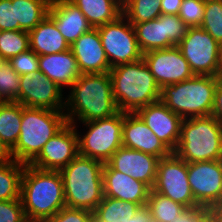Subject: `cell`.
<instances>
[{"label":"cell","mask_w":222,"mask_h":222,"mask_svg":"<svg viewBox=\"0 0 222 222\" xmlns=\"http://www.w3.org/2000/svg\"><path fill=\"white\" fill-rule=\"evenodd\" d=\"M64 105L68 123H85L111 117L119 112L109 72L81 74L72 84ZM76 117V118H75Z\"/></svg>","instance_id":"cell-1"},{"label":"cell","mask_w":222,"mask_h":222,"mask_svg":"<svg viewBox=\"0 0 222 222\" xmlns=\"http://www.w3.org/2000/svg\"><path fill=\"white\" fill-rule=\"evenodd\" d=\"M20 200L29 220L44 221L66 207L59 171L41 170L25 164Z\"/></svg>","instance_id":"cell-2"},{"label":"cell","mask_w":222,"mask_h":222,"mask_svg":"<svg viewBox=\"0 0 222 222\" xmlns=\"http://www.w3.org/2000/svg\"><path fill=\"white\" fill-rule=\"evenodd\" d=\"M109 74L119 111L136 113L140 108L160 100L161 88L143 58L115 66Z\"/></svg>","instance_id":"cell-3"},{"label":"cell","mask_w":222,"mask_h":222,"mask_svg":"<svg viewBox=\"0 0 222 222\" xmlns=\"http://www.w3.org/2000/svg\"><path fill=\"white\" fill-rule=\"evenodd\" d=\"M104 163L77 155L66 167L59 170L62 177L66 207L93 212L104 197Z\"/></svg>","instance_id":"cell-4"},{"label":"cell","mask_w":222,"mask_h":222,"mask_svg":"<svg viewBox=\"0 0 222 222\" xmlns=\"http://www.w3.org/2000/svg\"><path fill=\"white\" fill-rule=\"evenodd\" d=\"M67 123L64 111L22 105L20 136L11 149L12 158L18 162L30 164L48 140Z\"/></svg>","instance_id":"cell-5"},{"label":"cell","mask_w":222,"mask_h":222,"mask_svg":"<svg viewBox=\"0 0 222 222\" xmlns=\"http://www.w3.org/2000/svg\"><path fill=\"white\" fill-rule=\"evenodd\" d=\"M174 153L187 163L222 159V124L212 115L183 119Z\"/></svg>","instance_id":"cell-6"},{"label":"cell","mask_w":222,"mask_h":222,"mask_svg":"<svg viewBox=\"0 0 222 222\" xmlns=\"http://www.w3.org/2000/svg\"><path fill=\"white\" fill-rule=\"evenodd\" d=\"M220 76H201L165 85L160 101L183 119L212 114L215 91Z\"/></svg>","instance_id":"cell-7"},{"label":"cell","mask_w":222,"mask_h":222,"mask_svg":"<svg viewBox=\"0 0 222 222\" xmlns=\"http://www.w3.org/2000/svg\"><path fill=\"white\" fill-rule=\"evenodd\" d=\"M124 112L91 122L82 123L88 131L78 132L79 155L106 163L121 147Z\"/></svg>","instance_id":"cell-8"},{"label":"cell","mask_w":222,"mask_h":222,"mask_svg":"<svg viewBox=\"0 0 222 222\" xmlns=\"http://www.w3.org/2000/svg\"><path fill=\"white\" fill-rule=\"evenodd\" d=\"M177 46L194 75L220 76L222 46L202 27H189Z\"/></svg>","instance_id":"cell-9"},{"label":"cell","mask_w":222,"mask_h":222,"mask_svg":"<svg viewBox=\"0 0 222 222\" xmlns=\"http://www.w3.org/2000/svg\"><path fill=\"white\" fill-rule=\"evenodd\" d=\"M97 28L111 68L138 61L143 57L134 27L123 14Z\"/></svg>","instance_id":"cell-10"},{"label":"cell","mask_w":222,"mask_h":222,"mask_svg":"<svg viewBox=\"0 0 222 222\" xmlns=\"http://www.w3.org/2000/svg\"><path fill=\"white\" fill-rule=\"evenodd\" d=\"M152 190L182 204L188 210L199 208L188 182L187 162L174 152L160 158Z\"/></svg>","instance_id":"cell-11"},{"label":"cell","mask_w":222,"mask_h":222,"mask_svg":"<svg viewBox=\"0 0 222 222\" xmlns=\"http://www.w3.org/2000/svg\"><path fill=\"white\" fill-rule=\"evenodd\" d=\"M187 170L197 205L214 210L222 199V159L187 163Z\"/></svg>","instance_id":"cell-12"},{"label":"cell","mask_w":222,"mask_h":222,"mask_svg":"<svg viewBox=\"0 0 222 222\" xmlns=\"http://www.w3.org/2000/svg\"><path fill=\"white\" fill-rule=\"evenodd\" d=\"M63 90L41 71L32 75H20V89L17 102L25 107L46 108L63 111L65 97Z\"/></svg>","instance_id":"cell-13"},{"label":"cell","mask_w":222,"mask_h":222,"mask_svg":"<svg viewBox=\"0 0 222 222\" xmlns=\"http://www.w3.org/2000/svg\"><path fill=\"white\" fill-rule=\"evenodd\" d=\"M79 155L76 124L67 123L48 140L39 155L30 163L41 170L59 171Z\"/></svg>","instance_id":"cell-14"},{"label":"cell","mask_w":222,"mask_h":222,"mask_svg":"<svg viewBox=\"0 0 222 222\" xmlns=\"http://www.w3.org/2000/svg\"><path fill=\"white\" fill-rule=\"evenodd\" d=\"M142 58L160 88L195 76L178 46L149 51Z\"/></svg>","instance_id":"cell-15"},{"label":"cell","mask_w":222,"mask_h":222,"mask_svg":"<svg viewBox=\"0 0 222 222\" xmlns=\"http://www.w3.org/2000/svg\"><path fill=\"white\" fill-rule=\"evenodd\" d=\"M158 139L172 152L176 150L183 118L160 100L136 112Z\"/></svg>","instance_id":"cell-16"},{"label":"cell","mask_w":222,"mask_h":222,"mask_svg":"<svg viewBox=\"0 0 222 222\" xmlns=\"http://www.w3.org/2000/svg\"><path fill=\"white\" fill-rule=\"evenodd\" d=\"M159 160L152 154L121 146L106 163L112 169L142 181L152 189Z\"/></svg>","instance_id":"cell-17"},{"label":"cell","mask_w":222,"mask_h":222,"mask_svg":"<svg viewBox=\"0 0 222 222\" xmlns=\"http://www.w3.org/2000/svg\"><path fill=\"white\" fill-rule=\"evenodd\" d=\"M122 144L126 148L152 154L158 158L167 157L172 153L137 113H124Z\"/></svg>","instance_id":"cell-18"},{"label":"cell","mask_w":222,"mask_h":222,"mask_svg":"<svg viewBox=\"0 0 222 222\" xmlns=\"http://www.w3.org/2000/svg\"><path fill=\"white\" fill-rule=\"evenodd\" d=\"M102 179L105 197L146 205L151 188L144 182L112 169L107 163L103 165Z\"/></svg>","instance_id":"cell-19"},{"label":"cell","mask_w":222,"mask_h":222,"mask_svg":"<svg viewBox=\"0 0 222 222\" xmlns=\"http://www.w3.org/2000/svg\"><path fill=\"white\" fill-rule=\"evenodd\" d=\"M81 74L109 72L111 67L103 49L98 28L82 34L70 47Z\"/></svg>","instance_id":"cell-20"},{"label":"cell","mask_w":222,"mask_h":222,"mask_svg":"<svg viewBox=\"0 0 222 222\" xmlns=\"http://www.w3.org/2000/svg\"><path fill=\"white\" fill-rule=\"evenodd\" d=\"M48 16L55 22L70 47L82 34L93 28L70 0H51Z\"/></svg>","instance_id":"cell-21"},{"label":"cell","mask_w":222,"mask_h":222,"mask_svg":"<svg viewBox=\"0 0 222 222\" xmlns=\"http://www.w3.org/2000/svg\"><path fill=\"white\" fill-rule=\"evenodd\" d=\"M39 71L62 89L71 87L81 75L78 63L71 50L39 56Z\"/></svg>","instance_id":"cell-22"},{"label":"cell","mask_w":222,"mask_h":222,"mask_svg":"<svg viewBox=\"0 0 222 222\" xmlns=\"http://www.w3.org/2000/svg\"><path fill=\"white\" fill-rule=\"evenodd\" d=\"M28 34L30 49L38 56L61 53L70 49L55 22L49 16L45 17Z\"/></svg>","instance_id":"cell-23"},{"label":"cell","mask_w":222,"mask_h":222,"mask_svg":"<svg viewBox=\"0 0 222 222\" xmlns=\"http://www.w3.org/2000/svg\"><path fill=\"white\" fill-rule=\"evenodd\" d=\"M74 3L93 28L105 25L123 13L122 0H70Z\"/></svg>","instance_id":"cell-24"},{"label":"cell","mask_w":222,"mask_h":222,"mask_svg":"<svg viewBox=\"0 0 222 222\" xmlns=\"http://www.w3.org/2000/svg\"><path fill=\"white\" fill-rule=\"evenodd\" d=\"M131 24L134 27L137 43L142 54L166 48L164 14L150 21Z\"/></svg>","instance_id":"cell-25"},{"label":"cell","mask_w":222,"mask_h":222,"mask_svg":"<svg viewBox=\"0 0 222 222\" xmlns=\"http://www.w3.org/2000/svg\"><path fill=\"white\" fill-rule=\"evenodd\" d=\"M15 4L16 30L34 29L48 16L51 0H12Z\"/></svg>","instance_id":"cell-26"},{"label":"cell","mask_w":222,"mask_h":222,"mask_svg":"<svg viewBox=\"0 0 222 222\" xmlns=\"http://www.w3.org/2000/svg\"><path fill=\"white\" fill-rule=\"evenodd\" d=\"M22 105L18 102H0V139L11 150L20 136Z\"/></svg>","instance_id":"cell-27"},{"label":"cell","mask_w":222,"mask_h":222,"mask_svg":"<svg viewBox=\"0 0 222 222\" xmlns=\"http://www.w3.org/2000/svg\"><path fill=\"white\" fill-rule=\"evenodd\" d=\"M25 164L12 160L0 164V201L20 199Z\"/></svg>","instance_id":"cell-28"},{"label":"cell","mask_w":222,"mask_h":222,"mask_svg":"<svg viewBox=\"0 0 222 222\" xmlns=\"http://www.w3.org/2000/svg\"><path fill=\"white\" fill-rule=\"evenodd\" d=\"M140 207L137 203L104 196L93 211V216L99 221H128Z\"/></svg>","instance_id":"cell-29"},{"label":"cell","mask_w":222,"mask_h":222,"mask_svg":"<svg viewBox=\"0 0 222 222\" xmlns=\"http://www.w3.org/2000/svg\"><path fill=\"white\" fill-rule=\"evenodd\" d=\"M146 206L150 210L155 222H172L181 217L188 209L180 203L159 194L152 189Z\"/></svg>","instance_id":"cell-30"},{"label":"cell","mask_w":222,"mask_h":222,"mask_svg":"<svg viewBox=\"0 0 222 222\" xmlns=\"http://www.w3.org/2000/svg\"><path fill=\"white\" fill-rule=\"evenodd\" d=\"M162 0H122L123 15L130 23H141L161 15Z\"/></svg>","instance_id":"cell-31"},{"label":"cell","mask_w":222,"mask_h":222,"mask_svg":"<svg viewBox=\"0 0 222 222\" xmlns=\"http://www.w3.org/2000/svg\"><path fill=\"white\" fill-rule=\"evenodd\" d=\"M29 49L28 32L23 30L0 31V55L6 61Z\"/></svg>","instance_id":"cell-32"},{"label":"cell","mask_w":222,"mask_h":222,"mask_svg":"<svg viewBox=\"0 0 222 222\" xmlns=\"http://www.w3.org/2000/svg\"><path fill=\"white\" fill-rule=\"evenodd\" d=\"M200 27L222 46V0H205L204 18Z\"/></svg>","instance_id":"cell-33"},{"label":"cell","mask_w":222,"mask_h":222,"mask_svg":"<svg viewBox=\"0 0 222 222\" xmlns=\"http://www.w3.org/2000/svg\"><path fill=\"white\" fill-rule=\"evenodd\" d=\"M20 75L6 61L0 67V102H17Z\"/></svg>","instance_id":"cell-34"},{"label":"cell","mask_w":222,"mask_h":222,"mask_svg":"<svg viewBox=\"0 0 222 222\" xmlns=\"http://www.w3.org/2000/svg\"><path fill=\"white\" fill-rule=\"evenodd\" d=\"M204 9L205 0H182L178 16L188 27L200 26Z\"/></svg>","instance_id":"cell-35"},{"label":"cell","mask_w":222,"mask_h":222,"mask_svg":"<svg viewBox=\"0 0 222 222\" xmlns=\"http://www.w3.org/2000/svg\"><path fill=\"white\" fill-rule=\"evenodd\" d=\"M8 62L19 75H32L39 71V56L31 49L12 57Z\"/></svg>","instance_id":"cell-36"},{"label":"cell","mask_w":222,"mask_h":222,"mask_svg":"<svg viewBox=\"0 0 222 222\" xmlns=\"http://www.w3.org/2000/svg\"><path fill=\"white\" fill-rule=\"evenodd\" d=\"M188 28L178 15H165L166 48L177 46L185 37Z\"/></svg>","instance_id":"cell-37"},{"label":"cell","mask_w":222,"mask_h":222,"mask_svg":"<svg viewBox=\"0 0 222 222\" xmlns=\"http://www.w3.org/2000/svg\"><path fill=\"white\" fill-rule=\"evenodd\" d=\"M93 212L85 209L63 207L43 222H90Z\"/></svg>","instance_id":"cell-38"},{"label":"cell","mask_w":222,"mask_h":222,"mask_svg":"<svg viewBox=\"0 0 222 222\" xmlns=\"http://www.w3.org/2000/svg\"><path fill=\"white\" fill-rule=\"evenodd\" d=\"M26 219L20 199L0 201V222H24Z\"/></svg>","instance_id":"cell-39"},{"label":"cell","mask_w":222,"mask_h":222,"mask_svg":"<svg viewBox=\"0 0 222 222\" xmlns=\"http://www.w3.org/2000/svg\"><path fill=\"white\" fill-rule=\"evenodd\" d=\"M16 30L15 4L12 0H0V31Z\"/></svg>","instance_id":"cell-40"},{"label":"cell","mask_w":222,"mask_h":222,"mask_svg":"<svg viewBox=\"0 0 222 222\" xmlns=\"http://www.w3.org/2000/svg\"><path fill=\"white\" fill-rule=\"evenodd\" d=\"M213 210L199 207L187 210L181 217L172 222H212Z\"/></svg>","instance_id":"cell-41"},{"label":"cell","mask_w":222,"mask_h":222,"mask_svg":"<svg viewBox=\"0 0 222 222\" xmlns=\"http://www.w3.org/2000/svg\"><path fill=\"white\" fill-rule=\"evenodd\" d=\"M90 222H155L150 210L146 205L141 206L128 221H99L92 216Z\"/></svg>","instance_id":"cell-42"},{"label":"cell","mask_w":222,"mask_h":222,"mask_svg":"<svg viewBox=\"0 0 222 222\" xmlns=\"http://www.w3.org/2000/svg\"><path fill=\"white\" fill-rule=\"evenodd\" d=\"M211 115L215 117L222 124V78L221 77L218 79Z\"/></svg>","instance_id":"cell-43"},{"label":"cell","mask_w":222,"mask_h":222,"mask_svg":"<svg viewBox=\"0 0 222 222\" xmlns=\"http://www.w3.org/2000/svg\"><path fill=\"white\" fill-rule=\"evenodd\" d=\"M182 0H162L161 14L164 15H178L180 11Z\"/></svg>","instance_id":"cell-44"},{"label":"cell","mask_w":222,"mask_h":222,"mask_svg":"<svg viewBox=\"0 0 222 222\" xmlns=\"http://www.w3.org/2000/svg\"><path fill=\"white\" fill-rule=\"evenodd\" d=\"M11 150L6 144L0 139V164L12 161Z\"/></svg>","instance_id":"cell-45"},{"label":"cell","mask_w":222,"mask_h":222,"mask_svg":"<svg viewBox=\"0 0 222 222\" xmlns=\"http://www.w3.org/2000/svg\"><path fill=\"white\" fill-rule=\"evenodd\" d=\"M213 222H222V207L213 210Z\"/></svg>","instance_id":"cell-46"},{"label":"cell","mask_w":222,"mask_h":222,"mask_svg":"<svg viewBox=\"0 0 222 222\" xmlns=\"http://www.w3.org/2000/svg\"><path fill=\"white\" fill-rule=\"evenodd\" d=\"M6 62V60L0 55V67Z\"/></svg>","instance_id":"cell-47"},{"label":"cell","mask_w":222,"mask_h":222,"mask_svg":"<svg viewBox=\"0 0 222 222\" xmlns=\"http://www.w3.org/2000/svg\"><path fill=\"white\" fill-rule=\"evenodd\" d=\"M220 77L222 78V51H221Z\"/></svg>","instance_id":"cell-48"},{"label":"cell","mask_w":222,"mask_h":222,"mask_svg":"<svg viewBox=\"0 0 222 222\" xmlns=\"http://www.w3.org/2000/svg\"><path fill=\"white\" fill-rule=\"evenodd\" d=\"M24 222H43V221L26 219Z\"/></svg>","instance_id":"cell-49"},{"label":"cell","mask_w":222,"mask_h":222,"mask_svg":"<svg viewBox=\"0 0 222 222\" xmlns=\"http://www.w3.org/2000/svg\"><path fill=\"white\" fill-rule=\"evenodd\" d=\"M217 207H222V199H221V201L219 202V204H218Z\"/></svg>","instance_id":"cell-50"}]
</instances>
